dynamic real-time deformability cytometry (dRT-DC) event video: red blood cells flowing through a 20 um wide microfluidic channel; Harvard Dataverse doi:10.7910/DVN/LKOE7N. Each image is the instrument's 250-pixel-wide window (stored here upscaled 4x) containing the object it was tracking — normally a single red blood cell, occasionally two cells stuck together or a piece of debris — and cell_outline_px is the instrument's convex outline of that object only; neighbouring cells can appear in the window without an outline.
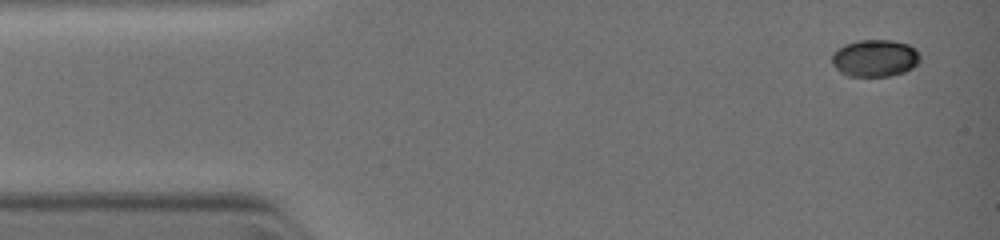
{"species": "common noctule bat (a hibernating species)", "species_latin": "Nyctalus noctula", "temperature_condition": "warm", "stored_images_in_passage": 35, "camera_frame_rate_fps": 3000, "um_per_image_px": 0.085, "animal": {"sex": "female", "body_mass_g": 19.0, "forearm_length_mm": 51.5}, "frame": {"image": 1, "passage_image": 1, "time_ms": 0.0, "image_size_px": [1000, 240], "cell_outline_px": [[920, 60], [912, 68], [904, 72], [888, 76], [844, 76], [832, 64], [832, 52], [844, 44], [860, 40], [892, 40], [908, 44], [916, 48], [920, 56]], "centroid_in_image_um": [74.35, 4.94], "position_along_channel_um": 10.6, "area_um2": 19.25}}
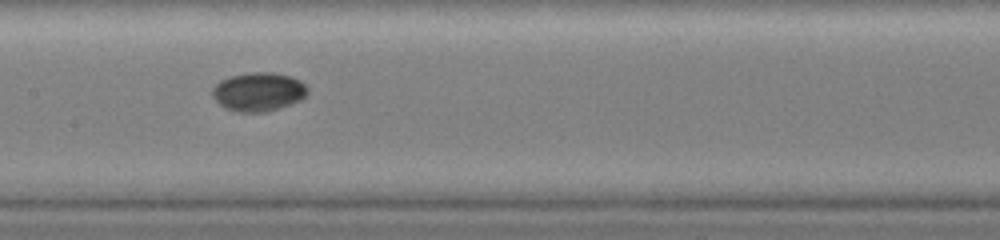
{"frame": {"image": 2, "passage_image": 17, "time_ms": 5.333, "image_size_px": [1000, 240], "cell_outline_px": [[308, 92], [300, 100], [264, 112], [236, 112], [224, 108], [212, 96], [212, 88], [220, 80], [232, 76], [252, 72], [272, 72], [288, 76], [300, 80], [308, 88]], "centroid_in_image_um": [21.94, 7.8], "position_along_channel_um": 185.5, "area_um2": 21.27}}
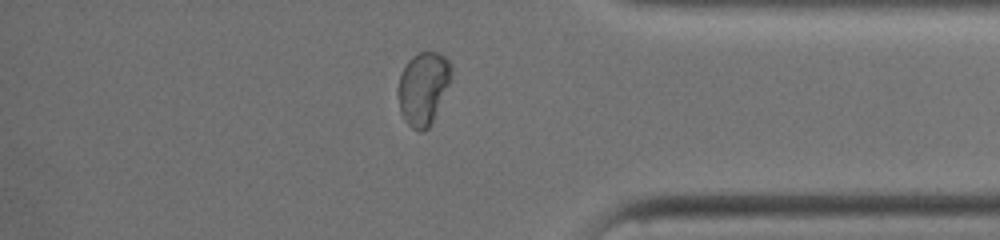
{"frame": {"image": 3, "passage_image": 30, "time_ms": 9.667, "image_size_px": [1000, 240], "cell_outline_px": [[452, 80], [428, 128], [424, 132], [420, 132], [412, 128], [404, 120], [400, 112], [396, 92], [396, 88], [400, 76], [408, 60], [412, 56], [420, 52], [436, 52], [444, 56], [448, 60], [452, 68]], "centroid_in_image_um": [35.96, 7.5], "position_along_channel_um": 399.2, "area_um2": 22.83}}